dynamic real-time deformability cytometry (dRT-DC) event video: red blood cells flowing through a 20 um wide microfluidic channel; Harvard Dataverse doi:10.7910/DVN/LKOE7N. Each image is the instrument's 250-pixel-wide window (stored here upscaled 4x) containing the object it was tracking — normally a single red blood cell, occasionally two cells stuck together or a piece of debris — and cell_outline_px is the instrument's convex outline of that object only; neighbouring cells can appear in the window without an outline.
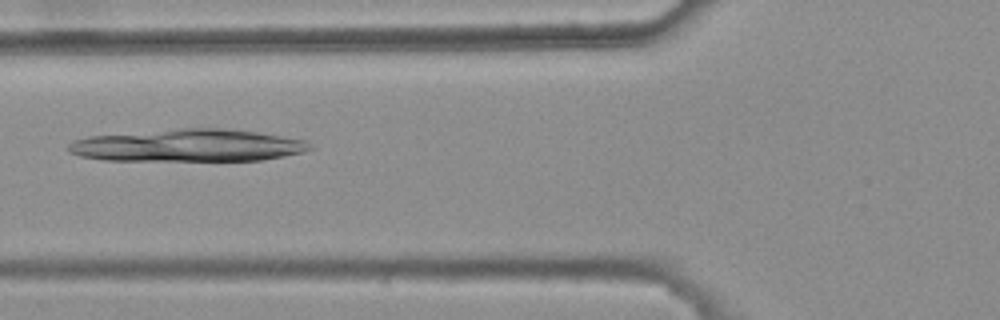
{"species": "common noctule bat (a hibernating species)", "species_latin": "Nyctalus noctula", "temperature_condition": "warm", "stored_images_in_passage": 6, "camera_frame_rate_fps": 3000, "um_per_image_px": 0.085, "animal": {"sex": "female", "body_mass_g": 25.1}, "frame": {"image": 1, "passage_image": 6, "time_ms": 1.667, "image_size_px": [1000, 320], "cell_outline_px": [[316, 148], [304, 152], [264, 160], [104, 160], [80, 156], [68, 152], [68, 144], [72, 140], [88, 136], [180, 128], [224, 128], [256, 132], [308, 140]], "centroid_in_image_um": [16.02, 12.36], "position_along_channel_um": 109.8, "area_um2": 45.84}}